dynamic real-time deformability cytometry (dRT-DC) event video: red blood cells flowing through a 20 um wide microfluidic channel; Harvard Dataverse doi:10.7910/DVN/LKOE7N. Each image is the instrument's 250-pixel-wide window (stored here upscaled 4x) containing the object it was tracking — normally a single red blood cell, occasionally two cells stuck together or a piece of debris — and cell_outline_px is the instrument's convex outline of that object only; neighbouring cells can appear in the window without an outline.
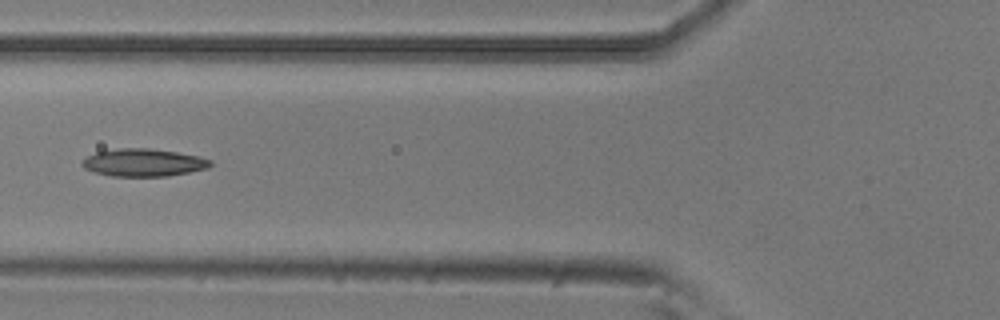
{"species": "common noctule bat (a hibernating species)", "species_latin": "Nyctalus noctula", "temperature_condition": "room temperature", "stored_images_in_passage": 6, "camera_frame_rate_fps": 3000, "um_per_image_px": 0.085, "animal": {"sex": "male", "body_mass_g": 20.5, "forearm_length_mm": 52.5}, "frame": {"image": 1, "passage_image": 5, "time_ms": 1.333, "image_size_px": [1000, 320], "cell_outline_px": [[212, 164], [208, 168], [168, 176], [112, 176], [96, 172], [84, 168], [80, 164], [88, 156], [96, 152], [120, 148], [148, 148], [176, 152], [200, 156], [212, 160]], "centroid_in_image_um": [12.22, 13.82], "position_along_channel_um": 113.6, "area_um2": 20.52}}
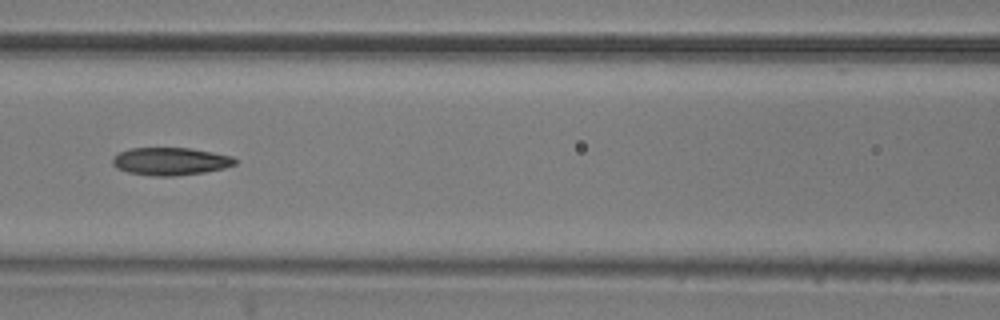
{"frame": {"image": 2, "passage_image": 6, "time_ms": 1.667, "image_size_px": [1000, 320], "cell_outline_px": [[236, 164], [224, 168], [204, 172], [176, 176], [152, 176], [128, 172], [116, 168], [112, 164], [112, 156], [120, 152], [132, 148], [188, 148], [212, 152], [232, 156], [236, 160]], "centroid_in_image_um": [14.46, 13.72], "position_along_channel_um": 152.1, "area_um2": 19.77}}